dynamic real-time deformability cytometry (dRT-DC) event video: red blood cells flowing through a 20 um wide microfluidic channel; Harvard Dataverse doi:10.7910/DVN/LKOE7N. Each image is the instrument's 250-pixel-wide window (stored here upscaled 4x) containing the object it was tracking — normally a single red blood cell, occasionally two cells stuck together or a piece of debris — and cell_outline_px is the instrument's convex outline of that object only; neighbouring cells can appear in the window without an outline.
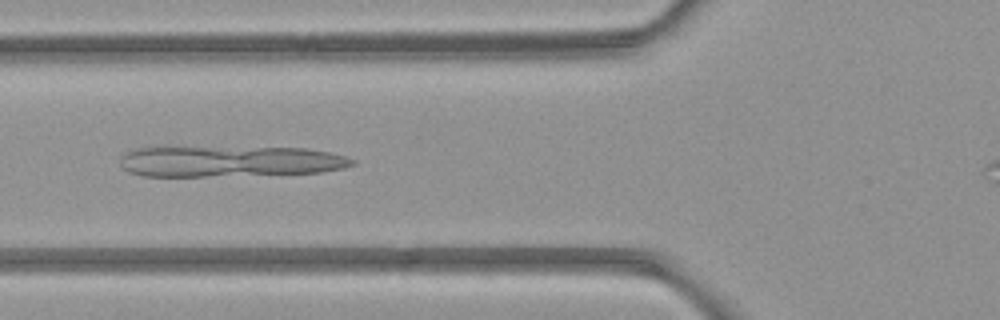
{"species": "common noctule bat (a hibernating species)", "species_latin": "Nyctalus noctula", "temperature_condition": "room temperature", "stored_images_in_passage": 6, "camera_frame_rate_fps": 3000, "um_per_image_px": 0.085, "animal": {"sex": "female", "body_mass_g": 21.9}, "frame": {"image": 1, "passage_image": 6, "time_ms": 5.667, "image_size_px": [1000, 320], "cell_outline_px": [[356, 164], [344, 168], [320, 172], [204, 176], [144, 176], [128, 172], [120, 168], [120, 156], [124, 152], [132, 148], [160, 144], [164, 144], [304, 148], [328, 152], [344, 156], [356, 160]], "centroid_in_image_um": [19.33, 13.65], "position_along_channel_um": 106.5, "area_um2": 43.93}}